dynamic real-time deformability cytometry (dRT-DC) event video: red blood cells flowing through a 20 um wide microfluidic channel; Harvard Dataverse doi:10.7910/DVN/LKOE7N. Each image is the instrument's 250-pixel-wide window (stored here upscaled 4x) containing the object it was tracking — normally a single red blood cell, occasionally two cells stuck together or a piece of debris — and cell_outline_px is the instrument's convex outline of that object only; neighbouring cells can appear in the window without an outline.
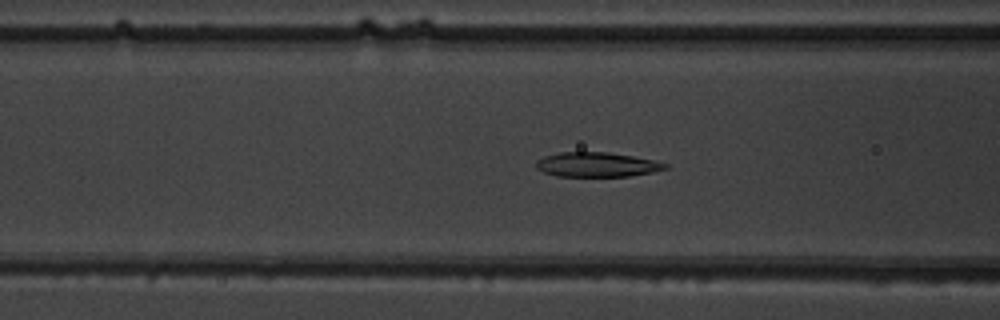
{"species": "common noctule bat (a hibernating species)", "species_latin": "Nyctalus noctula", "temperature_condition": "warm", "stored_images_in_passage": 51, "camera_frame_rate_fps": 3000, "um_per_image_px": 0.085, "animal": {"sex": "male", "body_mass_g": 19.5, "forearm_length_mm": 54.6}, "frame": {"image": 1, "passage_image": 21, "time_ms": 6.667, "image_size_px": [1000, 320], "cell_outline_px": [[668, 168], [652, 172], [632, 176], [556, 176], [544, 172], [536, 168], [536, 160], [544, 156], [560, 152], [608, 152], [656, 160], [668, 164]], "centroid_in_image_um": [50.74, 13.99], "position_along_channel_um": 115.9, "area_um2": 18.55}}
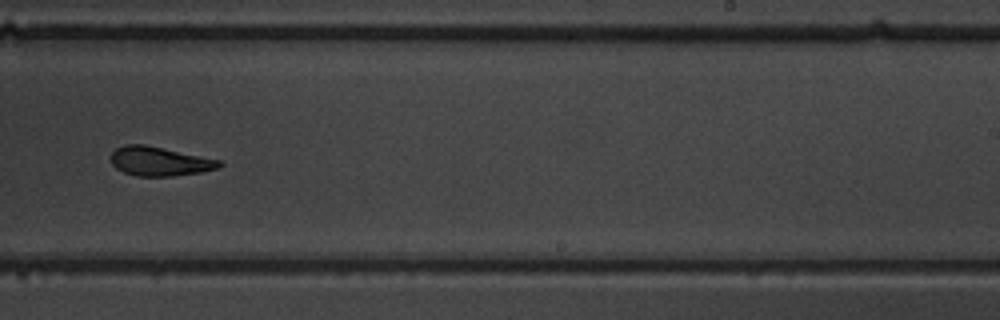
{"frame": {"image": 2, "passage_image": 33, "time_ms": 10.667, "image_size_px": [1000, 320], "cell_outline_px": [[224, 164], [220, 168], [200, 172], [172, 176], [136, 176], [124, 172], [116, 168], [112, 164], [112, 152], [116, 148], [124, 144], [144, 144], [220, 160]], "centroid_in_image_um": [13.57, 13.71], "position_along_channel_um": 275.4, "area_um2": 18.32}}
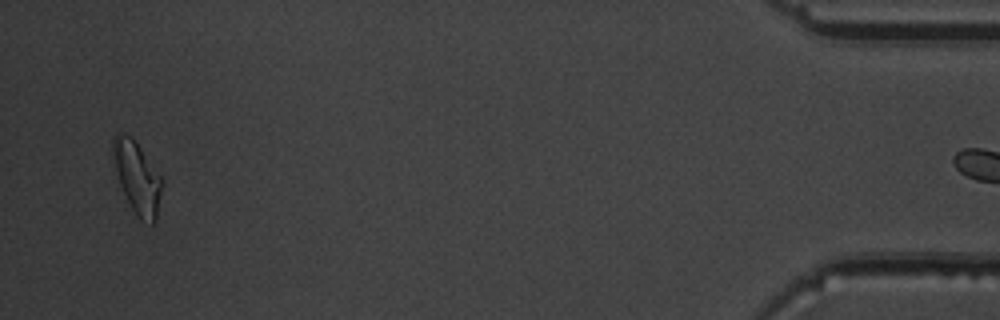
{"frame": {"image": 3, "passage_image": 50, "time_ms": 16.333, "image_size_px": [1000, 320], "cell_outline_px": [[164, 184], [156, 220], [152, 224], [140, 220], [136, 216], [120, 184], [116, 172], [112, 152], [112, 140], [116, 132], [132, 136], [164, 180]], "centroid_in_image_um": [11.69, 15.09], "position_along_channel_um": 423.5, "area_um2": 20.63}}